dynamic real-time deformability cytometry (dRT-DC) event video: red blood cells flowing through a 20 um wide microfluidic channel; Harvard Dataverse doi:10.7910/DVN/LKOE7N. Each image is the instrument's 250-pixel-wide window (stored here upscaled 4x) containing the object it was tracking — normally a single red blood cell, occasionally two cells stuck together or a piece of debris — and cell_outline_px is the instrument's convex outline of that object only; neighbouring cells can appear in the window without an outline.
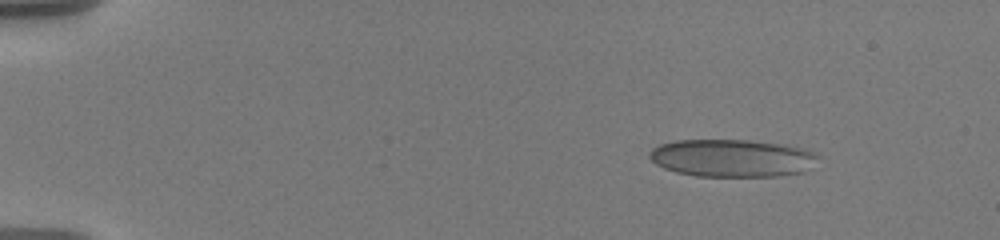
{"species": "human", "species_latin": "Homo sapiens", "temperature_condition": "warm", "stored_images_in_passage": 51, "camera_frame_rate_fps": 3000, "um_per_image_px": 0.085, "donor": {"sex": "male"}, "frame": {"image": 1, "passage_image": 1, "time_ms": 0.0, "image_size_px": [1000, 240], "cell_outline_px": [[820, 156], [804, 172], [780, 176], [696, 176], [676, 172], [664, 168], [656, 164], [648, 156], [648, 152], [652, 148], [660, 144], [676, 140], [748, 140], [780, 144], [804, 148], [816, 152]], "centroid_in_image_um": [62.22, 13.43], "position_along_channel_um": 22.8, "area_um2": 37.05}}
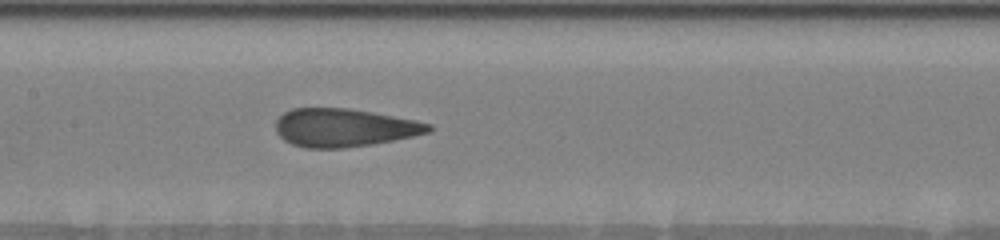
{"frame": {"image": 2, "passage_image": 23, "time_ms": 7.333, "image_size_px": [1000, 240], "cell_outline_px": [[432, 128], [428, 132], [412, 136], [372, 144], [344, 148], [304, 148], [292, 144], [284, 140], [276, 132], [276, 120], [284, 112], [292, 108], [348, 108], [372, 112], [416, 120], [432, 124]], "centroid_in_image_um": [29.22, 10.85], "position_along_channel_um": 178.2, "area_um2": 33.93}}
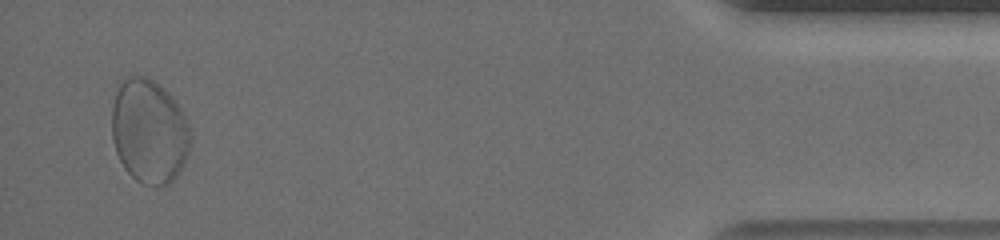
{"frame": {"image": 3, "passage_image": 49, "time_ms": 16.0, "image_size_px": [1000, 240], "cell_outline_px": [[188, 152], [176, 176], [168, 184], [144, 184], [136, 180], [124, 168], [116, 152], [112, 140], [112, 108], [116, 92], [120, 80], [128, 72], [148, 76], [164, 88], [172, 96], [180, 108], [184, 116], [188, 128]], "centroid_in_image_um": [12.62, 11.07], "position_along_channel_um": 422.6, "area_um2": 47.69}}